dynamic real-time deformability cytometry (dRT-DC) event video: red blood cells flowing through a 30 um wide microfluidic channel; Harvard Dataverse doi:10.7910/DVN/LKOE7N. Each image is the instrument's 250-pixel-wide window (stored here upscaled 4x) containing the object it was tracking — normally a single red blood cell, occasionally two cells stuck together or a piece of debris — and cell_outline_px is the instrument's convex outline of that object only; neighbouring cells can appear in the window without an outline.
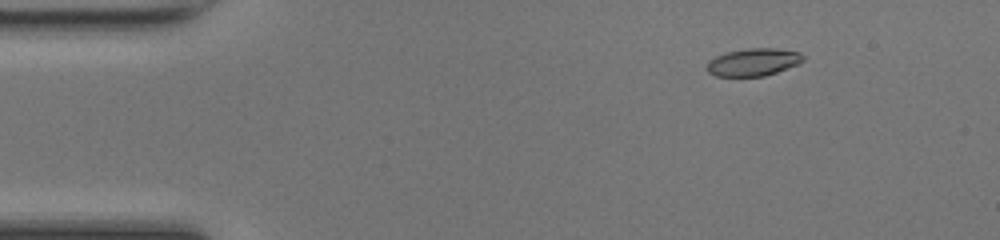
{"species": "common noctule bat (a hibernating species)", "species_latin": "Nyctalus noctula", "temperature_condition": "room temperature", "stored_images_in_passage": 49, "camera_frame_rate_fps": 3000, "um_per_image_px": 0.085, "animal": {"sex": "female", "body_mass_g": 17.0, "forearm_length_mm": 48.0}, "frame": {"image": 1, "passage_image": 7, "time_ms": 2.0, "image_size_px": [1000, 240], "cell_outline_px": [[804, 60], [796, 64], [776, 72], [764, 76], [716, 76], [708, 72], [704, 68], [704, 64], [708, 60], [724, 52], [748, 48], [776, 48], [800, 52], [804, 56]], "centroid_in_image_um": [63.96, 5.27], "position_along_channel_um": 21.0, "area_um2": 15.61}}
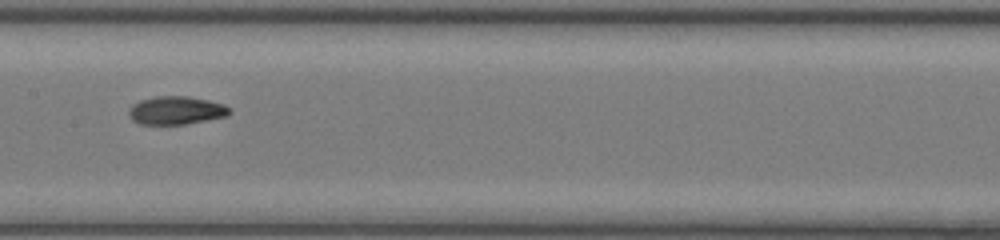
{"frame": {"image": 2, "passage_image": 25, "time_ms": 8.0, "image_size_px": [1000, 240], "cell_outline_px": [[232, 112], [228, 116], [184, 124], [140, 124], [132, 120], [128, 116], [128, 112], [132, 104], [140, 100], [156, 96], [188, 96], [208, 100], [224, 104]], "centroid_in_image_um": [14.95, 9.38], "position_along_channel_um": 192.4, "area_um2": 16.59}}
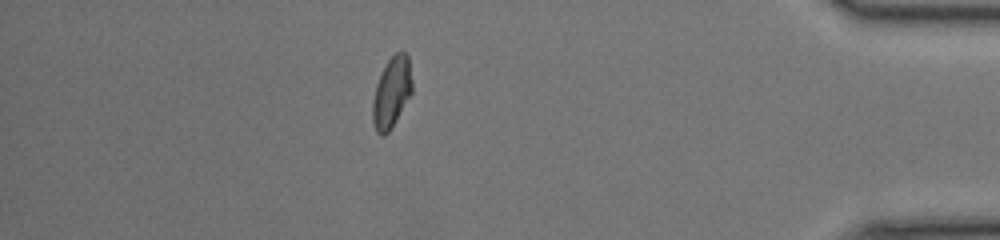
{"frame": {"image": 3, "passage_image": 43, "time_ms": 14.0, "image_size_px": [1000, 240], "cell_outline_px": [[412, 92], [396, 120], [388, 132], [384, 136], [380, 136], [376, 132], [372, 120], [372, 100], [376, 84], [388, 60], [396, 52], [404, 52], [408, 56], [412, 80]], "centroid_in_image_um": [33.27, 7.88], "position_along_channel_um": 401.9, "area_um2": 16.18}, "authors_computed_cell_mechanics": {"area_um2": 15.895, "velocity_mm_per_s": 4.2796, "shape_relaxation_time_tau1_ms": null, "shape_relaxation_time_tau2_ms": 1.7477, "deformation_change_tau1": null, "deformation_change_tau2": 0.0626}}